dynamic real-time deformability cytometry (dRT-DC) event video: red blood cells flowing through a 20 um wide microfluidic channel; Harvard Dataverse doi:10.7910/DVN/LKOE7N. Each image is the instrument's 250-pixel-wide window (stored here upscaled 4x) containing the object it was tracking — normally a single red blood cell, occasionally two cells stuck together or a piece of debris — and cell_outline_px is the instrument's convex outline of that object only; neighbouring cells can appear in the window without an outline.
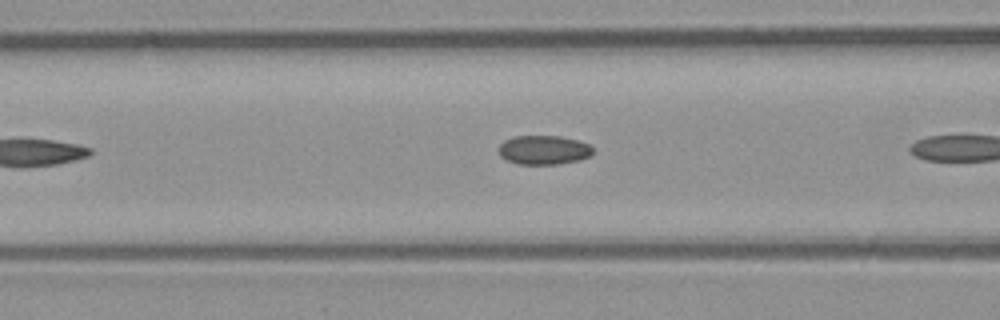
{"species": "common noctule bat (a hibernating species)", "species_latin": "Nyctalus noctula", "temperature_condition": "room temperature", "stored_images_in_passage": 8, "camera_frame_rate_fps": 3000, "um_per_image_px": 0.085, "animal": {"sex": "male", "body_mass_g": 23.1, "forearm_length_mm": 52.7}, "frame": {"image": 1, "passage_image": 7, "time_ms": 2.0, "image_size_px": [1000, 320], "cell_outline_px": [[592, 152], [588, 156], [580, 160], [556, 164], [520, 164], [508, 160], [500, 156], [500, 144], [504, 140], [516, 136], [560, 136], [580, 140], [592, 144]], "centroid_in_image_um": [46.25, 12.73], "position_along_channel_um": 120.3, "area_um2": 15.95}}